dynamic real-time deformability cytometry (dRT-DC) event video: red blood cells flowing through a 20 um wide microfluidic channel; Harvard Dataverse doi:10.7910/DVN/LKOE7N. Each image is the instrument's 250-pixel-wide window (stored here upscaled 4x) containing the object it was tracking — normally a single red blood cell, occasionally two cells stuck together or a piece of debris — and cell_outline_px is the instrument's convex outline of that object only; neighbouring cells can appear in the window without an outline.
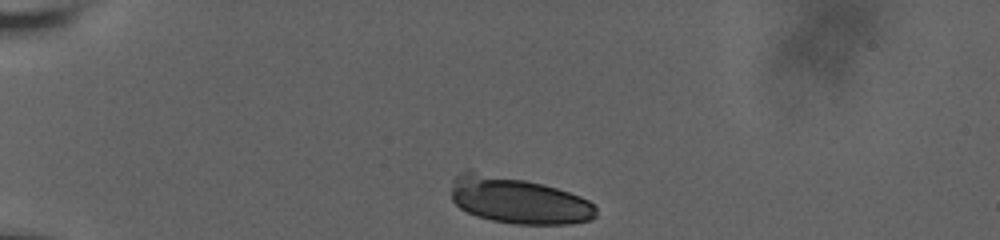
{"species": "human", "species_latin": "Homo sapiens", "temperature_condition": "room temperature", "stored_images_in_passage": 26, "camera_frame_rate_fps": 3000, "um_per_image_px": 0.085, "donor": {"sex": "male"}, "frame": {"image": 1, "passage_image": 1, "time_ms": 0.0, "image_size_px": [1000, 240], "cell_outline_px": [[596, 216], [592, 220], [572, 224], [512, 224], [492, 220], [476, 216], [460, 208], [452, 200], [452, 180], [460, 172], [468, 168], [544, 184], [580, 196], [588, 200], [596, 208]], "centroid_in_image_um": [44.01, 17.01], "position_along_channel_um": 41.0, "area_um2": 39.77}}
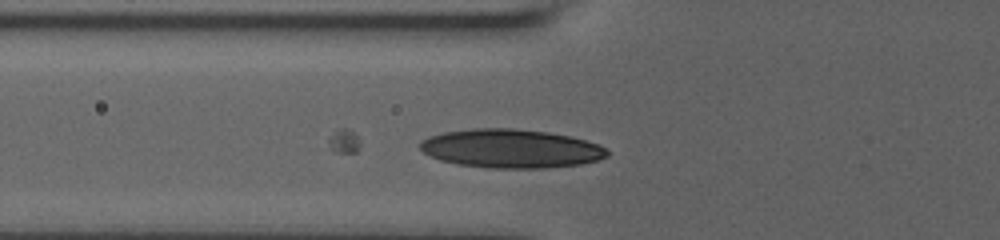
{"frame": {"image": 2, "passage_image": 7, "time_ms": 2.667, "image_size_px": [1000, 240], "cell_outline_px": [[608, 156], [600, 160], [580, 164], [544, 168], [488, 168], [456, 164], [440, 160], [424, 152], [420, 148], [420, 140], [428, 136], [444, 132], [472, 128], [512, 128], [548, 132], [568, 136], [600, 144], [608, 152]], "centroid_in_image_um": [43.41, 12.63], "position_along_channel_um": 82.4, "area_um2": 42.31}}